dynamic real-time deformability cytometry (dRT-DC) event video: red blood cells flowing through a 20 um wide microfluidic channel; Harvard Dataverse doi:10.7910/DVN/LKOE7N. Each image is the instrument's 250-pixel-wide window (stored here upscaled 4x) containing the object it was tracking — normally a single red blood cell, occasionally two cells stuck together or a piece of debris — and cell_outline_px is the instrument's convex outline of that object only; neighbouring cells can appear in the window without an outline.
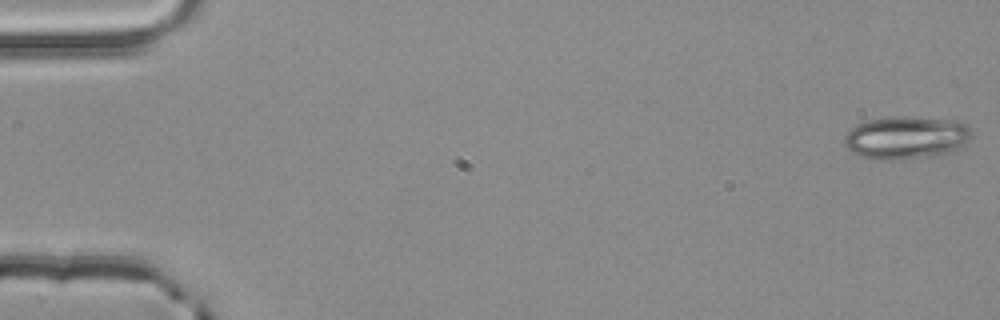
{"species": "common noctule bat (a hibernating species)", "species_latin": "Nyctalus noctula", "temperature_condition": "room temperature", "stored_images_in_passage": 3, "camera_frame_rate_fps": 3000, "um_per_image_px": 0.085, "animal": {"sex": "male", "body_mass_g": 20.4}, "frame": {"image": 1, "passage_image": 1, "time_ms": 0.0, "image_size_px": [1000, 320], "cell_outline_px": [[972, 136], [964, 148], [936, 156], [892, 160], [876, 160], [860, 156], [852, 152], [844, 144], [844, 136], [856, 124], [868, 120], [892, 116], [904, 116], [952, 120], [968, 124], [972, 128]], "centroid_in_image_um": [77.07, 11.7], "position_along_channel_um": 7.9, "area_um2": 32.37}}